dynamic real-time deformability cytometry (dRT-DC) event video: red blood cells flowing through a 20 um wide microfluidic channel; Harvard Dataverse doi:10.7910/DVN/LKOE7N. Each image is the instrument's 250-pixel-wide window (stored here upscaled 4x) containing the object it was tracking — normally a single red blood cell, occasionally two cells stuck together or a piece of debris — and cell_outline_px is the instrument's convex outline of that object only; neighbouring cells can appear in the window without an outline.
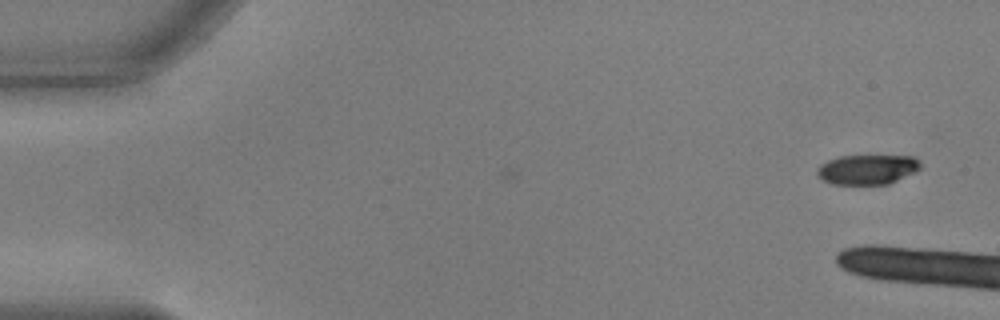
{"species": "common noctule bat (a hibernating species)", "species_latin": "Nyctalus noctula", "temperature_condition": "warm", "stored_images_in_passage": 2, "camera_frame_rate_fps": 3000, "um_per_image_px": 0.085, "animal": {"sex": "male", "body_mass_g": 17.9, "forearm_length_mm": 54.2}, "frame": {"image": 1, "passage_image": 2, "time_ms": 0.333, "image_size_px": [1000, 320], "cell_outline_px": [[920, 168], [888, 184], [832, 184], [824, 180], [816, 172], [816, 168], [820, 164], [828, 160], [840, 156], [916, 156], [920, 160]], "centroid_in_image_um": [73.7, 14.39], "position_along_channel_um": 11.3, "area_um2": 17.74}}